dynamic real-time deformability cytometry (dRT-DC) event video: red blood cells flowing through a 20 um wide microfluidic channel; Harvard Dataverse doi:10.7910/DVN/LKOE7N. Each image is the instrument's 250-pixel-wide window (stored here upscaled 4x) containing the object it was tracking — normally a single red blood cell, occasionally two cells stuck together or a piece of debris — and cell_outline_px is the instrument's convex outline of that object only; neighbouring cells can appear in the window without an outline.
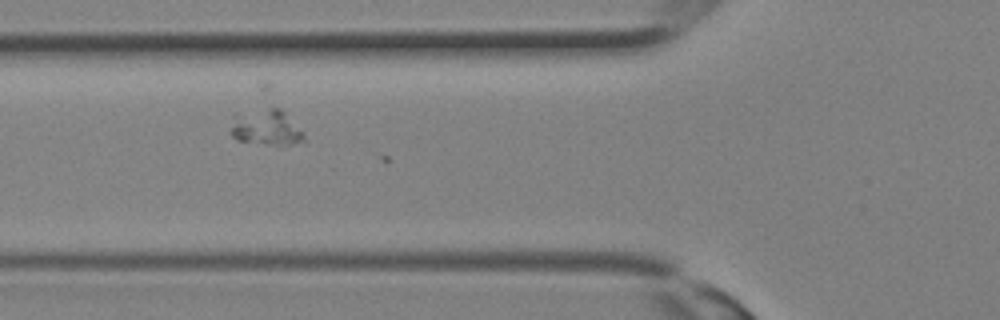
{"species": "Egyptian fruit bat (a non-hibernating species)", "species_latin": "Rousettus aegyptiacus", "temperature_condition": "room temperature", "stored_images_in_passage": 12, "segment_of_instrument_passage": [2, 2], "camera_frame_rate_fps": 3000, "um_per_image_px": 0.085, "animal": {"sex": "female"}, "frame": {"image": 1, "passage_image": 5, "time_ms": 1.333, "image_size_px": [1000, 320], "cell_outline_px": [[308, 140], [304, 144], [268, 144], [236, 140], [228, 132], [236, 112], [260, 84], [264, 80], [268, 80], [272, 84], [304, 132]], "centroid_in_image_um": [22.64, 10.16], "position_along_channel_um": 103.2, "area_um2": 22.25}}
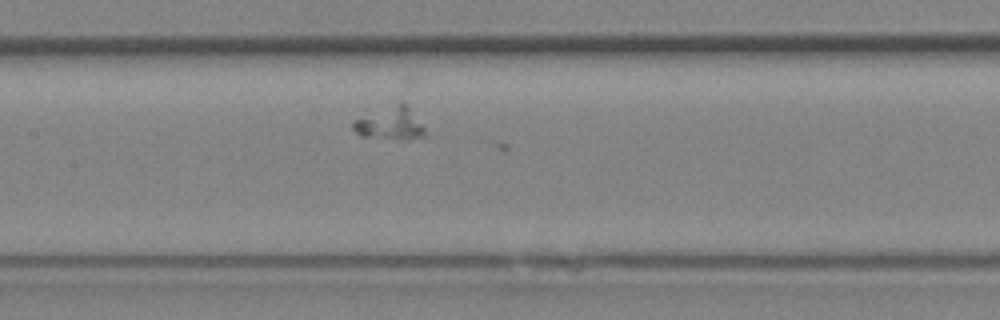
{"frame": {"image": 2, "passage_image": 9, "time_ms": 2.667, "image_size_px": [1000, 320], "cell_outline_px": [[428, 136], [408, 140], [400, 140], [360, 136], [352, 128], [352, 120], [400, 104], [408, 104], [424, 128]], "centroid_in_image_um": [33.2, 10.57], "position_along_channel_um": 174.2, "area_um2": 13.47}}
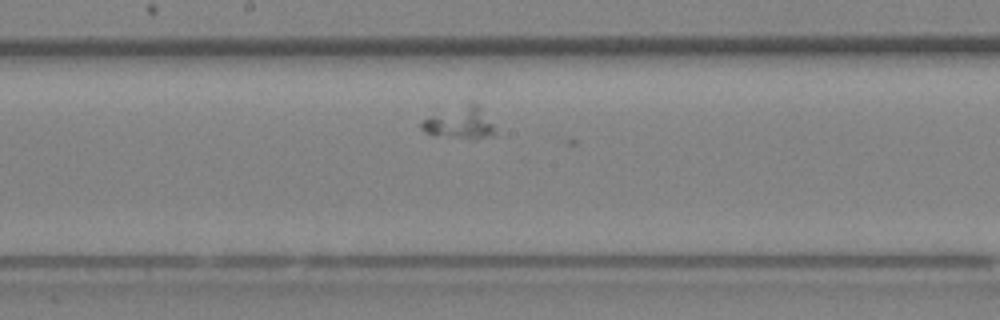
{"frame": {"image": 3, "passage_image": 11, "time_ms": 3.333, "image_size_px": [1000, 320], "cell_outline_px": [[496, 132], [492, 136], [452, 136], [424, 132], [420, 128], [420, 120], [472, 100], [480, 104], [492, 124]], "centroid_in_image_um": [39.09, 10.35], "position_along_channel_um": 209.1, "area_um2": 13.24}}